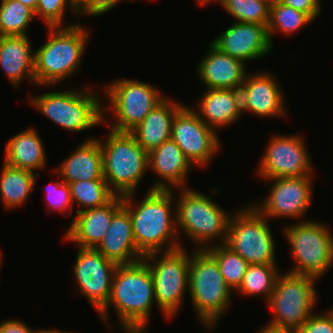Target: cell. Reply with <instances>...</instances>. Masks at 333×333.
<instances>
[{
    "mask_svg": "<svg viewBox=\"0 0 333 333\" xmlns=\"http://www.w3.org/2000/svg\"><path fill=\"white\" fill-rule=\"evenodd\" d=\"M105 92L112 106V130L130 132L138 126L164 97L153 85L133 79H118Z\"/></svg>",
    "mask_w": 333,
    "mask_h": 333,
    "instance_id": "12",
    "label": "cell"
},
{
    "mask_svg": "<svg viewBox=\"0 0 333 333\" xmlns=\"http://www.w3.org/2000/svg\"><path fill=\"white\" fill-rule=\"evenodd\" d=\"M134 195V193L124 195L123 206L130 215L137 250L145 256L154 252L181 248L182 245L176 241L177 237L175 238L178 232L176 217L171 218L176 216V211L174 214L171 212V205H174L172 191L148 190L136 207L132 201Z\"/></svg>",
    "mask_w": 333,
    "mask_h": 333,
    "instance_id": "2",
    "label": "cell"
},
{
    "mask_svg": "<svg viewBox=\"0 0 333 333\" xmlns=\"http://www.w3.org/2000/svg\"><path fill=\"white\" fill-rule=\"evenodd\" d=\"M154 301V284L149 266L143 260L122 264L116 267L109 301L98 314L107 323V312L111 306L125 333H146Z\"/></svg>",
    "mask_w": 333,
    "mask_h": 333,
    "instance_id": "1",
    "label": "cell"
},
{
    "mask_svg": "<svg viewBox=\"0 0 333 333\" xmlns=\"http://www.w3.org/2000/svg\"><path fill=\"white\" fill-rule=\"evenodd\" d=\"M49 38L35 50L36 85L58 84L78 71L89 32L79 24L48 27Z\"/></svg>",
    "mask_w": 333,
    "mask_h": 333,
    "instance_id": "3",
    "label": "cell"
},
{
    "mask_svg": "<svg viewBox=\"0 0 333 333\" xmlns=\"http://www.w3.org/2000/svg\"><path fill=\"white\" fill-rule=\"evenodd\" d=\"M195 110L210 128L229 126L243 114L241 92L238 89H207ZM204 117V118H203Z\"/></svg>",
    "mask_w": 333,
    "mask_h": 333,
    "instance_id": "23",
    "label": "cell"
},
{
    "mask_svg": "<svg viewBox=\"0 0 333 333\" xmlns=\"http://www.w3.org/2000/svg\"><path fill=\"white\" fill-rule=\"evenodd\" d=\"M205 250L217 261L226 284L237 290L242 284L249 263L225 244H213Z\"/></svg>",
    "mask_w": 333,
    "mask_h": 333,
    "instance_id": "31",
    "label": "cell"
},
{
    "mask_svg": "<svg viewBox=\"0 0 333 333\" xmlns=\"http://www.w3.org/2000/svg\"><path fill=\"white\" fill-rule=\"evenodd\" d=\"M178 200L174 208L177 230L181 228L191 238L196 250L210 247L214 238H221V243L216 244H225L232 215H228L207 195L193 189L183 188Z\"/></svg>",
    "mask_w": 333,
    "mask_h": 333,
    "instance_id": "6",
    "label": "cell"
},
{
    "mask_svg": "<svg viewBox=\"0 0 333 333\" xmlns=\"http://www.w3.org/2000/svg\"><path fill=\"white\" fill-rule=\"evenodd\" d=\"M270 73L246 75L240 88L242 112L259 117H285L284 95Z\"/></svg>",
    "mask_w": 333,
    "mask_h": 333,
    "instance_id": "18",
    "label": "cell"
},
{
    "mask_svg": "<svg viewBox=\"0 0 333 333\" xmlns=\"http://www.w3.org/2000/svg\"><path fill=\"white\" fill-rule=\"evenodd\" d=\"M148 165L160 177L150 190H172L171 186L186 188L185 179L192 164L172 139L148 152Z\"/></svg>",
    "mask_w": 333,
    "mask_h": 333,
    "instance_id": "22",
    "label": "cell"
},
{
    "mask_svg": "<svg viewBox=\"0 0 333 333\" xmlns=\"http://www.w3.org/2000/svg\"><path fill=\"white\" fill-rule=\"evenodd\" d=\"M69 187L72 202L85 208L76 209L77 212L104 206L116 196L105 179L81 180L69 183Z\"/></svg>",
    "mask_w": 333,
    "mask_h": 333,
    "instance_id": "29",
    "label": "cell"
},
{
    "mask_svg": "<svg viewBox=\"0 0 333 333\" xmlns=\"http://www.w3.org/2000/svg\"><path fill=\"white\" fill-rule=\"evenodd\" d=\"M211 43L220 51L243 62L257 60L272 48L266 25L234 22Z\"/></svg>",
    "mask_w": 333,
    "mask_h": 333,
    "instance_id": "17",
    "label": "cell"
},
{
    "mask_svg": "<svg viewBox=\"0 0 333 333\" xmlns=\"http://www.w3.org/2000/svg\"><path fill=\"white\" fill-rule=\"evenodd\" d=\"M313 19L306 13L280 3L278 0H272L270 7V19L268 35L271 43L273 33L277 30L286 35L298 31L303 26L309 24Z\"/></svg>",
    "mask_w": 333,
    "mask_h": 333,
    "instance_id": "33",
    "label": "cell"
},
{
    "mask_svg": "<svg viewBox=\"0 0 333 333\" xmlns=\"http://www.w3.org/2000/svg\"><path fill=\"white\" fill-rule=\"evenodd\" d=\"M280 3L293 7L299 11L308 14L312 19L319 16L321 11L320 0H278Z\"/></svg>",
    "mask_w": 333,
    "mask_h": 333,
    "instance_id": "39",
    "label": "cell"
},
{
    "mask_svg": "<svg viewBox=\"0 0 333 333\" xmlns=\"http://www.w3.org/2000/svg\"><path fill=\"white\" fill-rule=\"evenodd\" d=\"M123 206V196L116 195L104 206L76 212L65 239L82 248H95L106 234L113 215Z\"/></svg>",
    "mask_w": 333,
    "mask_h": 333,
    "instance_id": "19",
    "label": "cell"
},
{
    "mask_svg": "<svg viewBox=\"0 0 333 333\" xmlns=\"http://www.w3.org/2000/svg\"><path fill=\"white\" fill-rule=\"evenodd\" d=\"M181 103L164 98L130 133L147 152L171 139L172 122L183 107Z\"/></svg>",
    "mask_w": 333,
    "mask_h": 333,
    "instance_id": "25",
    "label": "cell"
},
{
    "mask_svg": "<svg viewBox=\"0 0 333 333\" xmlns=\"http://www.w3.org/2000/svg\"><path fill=\"white\" fill-rule=\"evenodd\" d=\"M86 89L48 92L32 97L30 102L63 129L81 132L106 122L103 100L96 95V91Z\"/></svg>",
    "mask_w": 333,
    "mask_h": 333,
    "instance_id": "7",
    "label": "cell"
},
{
    "mask_svg": "<svg viewBox=\"0 0 333 333\" xmlns=\"http://www.w3.org/2000/svg\"><path fill=\"white\" fill-rule=\"evenodd\" d=\"M329 230L324 224L309 220L284 228L296 263L287 272L321 278L333 264V237Z\"/></svg>",
    "mask_w": 333,
    "mask_h": 333,
    "instance_id": "9",
    "label": "cell"
},
{
    "mask_svg": "<svg viewBox=\"0 0 333 333\" xmlns=\"http://www.w3.org/2000/svg\"><path fill=\"white\" fill-rule=\"evenodd\" d=\"M1 261H2V254H1V251H0V268H1Z\"/></svg>",
    "mask_w": 333,
    "mask_h": 333,
    "instance_id": "45",
    "label": "cell"
},
{
    "mask_svg": "<svg viewBox=\"0 0 333 333\" xmlns=\"http://www.w3.org/2000/svg\"><path fill=\"white\" fill-rule=\"evenodd\" d=\"M16 1L23 3L24 5L30 7L35 11L39 0H16Z\"/></svg>",
    "mask_w": 333,
    "mask_h": 333,
    "instance_id": "42",
    "label": "cell"
},
{
    "mask_svg": "<svg viewBox=\"0 0 333 333\" xmlns=\"http://www.w3.org/2000/svg\"><path fill=\"white\" fill-rule=\"evenodd\" d=\"M254 206L245 207L231 216L225 245L249 264L276 265L272 231Z\"/></svg>",
    "mask_w": 333,
    "mask_h": 333,
    "instance_id": "10",
    "label": "cell"
},
{
    "mask_svg": "<svg viewBox=\"0 0 333 333\" xmlns=\"http://www.w3.org/2000/svg\"><path fill=\"white\" fill-rule=\"evenodd\" d=\"M64 183L104 179L103 153L100 140L91 138L80 144L57 168Z\"/></svg>",
    "mask_w": 333,
    "mask_h": 333,
    "instance_id": "24",
    "label": "cell"
},
{
    "mask_svg": "<svg viewBox=\"0 0 333 333\" xmlns=\"http://www.w3.org/2000/svg\"><path fill=\"white\" fill-rule=\"evenodd\" d=\"M303 140L300 135L273 136L260 159L258 174L264 180L311 176L313 167Z\"/></svg>",
    "mask_w": 333,
    "mask_h": 333,
    "instance_id": "13",
    "label": "cell"
},
{
    "mask_svg": "<svg viewBox=\"0 0 333 333\" xmlns=\"http://www.w3.org/2000/svg\"><path fill=\"white\" fill-rule=\"evenodd\" d=\"M124 0H74L78 15L97 16L106 13Z\"/></svg>",
    "mask_w": 333,
    "mask_h": 333,
    "instance_id": "38",
    "label": "cell"
},
{
    "mask_svg": "<svg viewBox=\"0 0 333 333\" xmlns=\"http://www.w3.org/2000/svg\"><path fill=\"white\" fill-rule=\"evenodd\" d=\"M293 333H333V309L325 313H313L310 318Z\"/></svg>",
    "mask_w": 333,
    "mask_h": 333,
    "instance_id": "37",
    "label": "cell"
},
{
    "mask_svg": "<svg viewBox=\"0 0 333 333\" xmlns=\"http://www.w3.org/2000/svg\"><path fill=\"white\" fill-rule=\"evenodd\" d=\"M39 329L32 330L20 320L9 319L0 322V333H38Z\"/></svg>",
    "mask_w": 333,
    "mask_h": 333,
    "instance_id": "40",
    "label": "cell"
},
{
    "mask_svg": "<svg viewBox=\"0 0 333 333\" xmlns=\"http://www.w3.org/2000/svg\"><path fill=\"white\" fill-rule=\"evenodd\" d=\"M103 153L104 179L116 194L135 193L148 165V152L130 132L110 131L100 142Z\"/></svg>",
    "mask_w": 333,
    "mask_h": 333,
    "instance_id": "5",
    "label": "cell"
},
{
    "mask_svg": "<svg viewBox=\"0 0 333 333\" xmlns=\"http://www.w3.org/2000/svg\"><path fill=\"white\" fill-rule=\"evenodd\" d=\"M95 249L118 265L141 261L128 210L122 206L112 217L109 228Z\"/></svg>",
    "mask_w": 333,
    "mask_h": 333,
    "instance_id": "20",
    "label": "cell"
},
{
    "mask_svg": "<svg viewBox=\"0 0 333 333\" xmlns=\"http://www.w3.org/2000/svg\"><path fill=\"white\" fill-rule=\"evenodd\" d=\"M38 333H73V332H66V331H59V330H52V329H39Z\"/></svg>",
    "mask_w": 333,
    "mask_h": 333,
    "instance_id": "43",
    "label": "cell"
},
{
    "mask_svg": "<svg viewBox=\"0 0 333 333\" xmlns=\"http://www.w3.org/2000/svg\"><path fill=\"white\" fill-rule=\"evenodd\" d=\"M214 1L217 2L218 0H199V4L201 6V5L211 3V2H214Z\"/></svg>",
    "mask_w": 333,
    "mask_h": 333,
    "instance_id": "44",
    "label": "cell"
},
{
    "mask_svg": "<svg viewBox=\"0 0 333 333\" xmlns=\"http://www.w3.org/2000/svg\"><path fill=\"white\" fill-rule=\"evenodd\" d=\"M158 254H147L142 260L152 273L156 303L160 311L171 318L181 308L186 288H189L190 255L182 247L160 252L163 255L159 260Z\"/></svg>",
    "mask_w": 333,
    "mask_h": 333,
    "instance_id": "11",
    "label": "cell"
},
{
    "mask_svg": "<svg viewBox=\"0 0 333 333\" xmlns=\"http://www.w3.org/2000/svg\"><path fill=\"white\" fill-rule=\"evenodd\" d=\"M258 333H293V332L287 329H282L267 324L265 327L263 326V329L258 331Z\"/></svg>",
    "mask_w": 333,
    "mask_h": 333,
    "instance_id": "41",
    "label": "cell"
},
{
    "mask_svg": "<svg viewBox=\"0 0 333 333\" xmlns=\"http://www.w3.org/2000/svg\"><path fill=\"white\" fill-rule=\"evenodd\" d=\"M66 6L71 8L73 14H78L74 0H39L34 11L35 16L42 17L47 28L62 27Z\"/></svg>",
    "mask_w": 333,
    "mask_h": 333,
    "instance_id": "35",
    "label": "cell"
},
{
    "mask_svg": "<svg viewBox=\"0 0 333 333\" xmlns=\"http://www.w3.org/2000/svg\"><path fill=\"white\" fill-rule=\"evenodd\" d=\"M188 284L198 319L210 331L230 305L233 290L223 279L217 261L205 249H195L190 254Z\"/></svg>",
    "mask_w": 333,
    "mask_h": 333,
    "instance_id": "4",
    "label": "cell"
},
{
    "mask_svg": "<svg viewBox=\"0 0 333 333\" xmlns=\"http://www.w3.org/2000/svg\"><path fill=\"white\" fill-rule=\"evenodd\" d=\"M35 12L16 0H1L0 36H27V27Z\"/></svg>",
    "mask_w": 333,
    "mask_h": 333,
    "instance_id": "30",
    "label": "cell"
},
{
    "mask_svg": "<svg viewBox=\"0 0 333 333\" xmlns=\"http://www.w3.org/2000/svg\"><path fill=\"white\" fill-rule=\"evenodd\" d=\"M49 185L50 187H47L46 190L48 206L53 210H59L60 212L72 209L69 184L64 183L63 181H58L55 183L51 182Z\"/></svg>",
    "mask_w": 333,
    "mask_h": 333,
    "instance_id": "36",
    "label": "cell"
},
{
    "mask_svg": "<svg viewBox=\"0 0 333 333\" xmlns=\"http://www.w3.org/2000/svg\"><path fill=\"white\" fill-rule=\"evenodd\" d=\"M215 132L199 118L195 108L183 106L173 119L171 139L191 164L204 166L221 146Z\"/></svg>",
    "mask_w": 333,
    "mask_h": 333,
    "instance_id": "15",
    "label": "cell"
},
{
    "mask_svg": "<svg viewBox=\"0 0 333 333\" xmlns=\"http://www.w3.org/2000/svg\"><path fill=\"white\" fill-rule=\"evenodd\" d=\"M5 160L9 166L30 171L46 166V153L40 135L28 128L14 135L5 145Z\"/></svg>",
    "mask_w": 333,
    "mask_h": 333,
    "instance_id": "27",
    "label": "cell"
},
{
    "mask_svg": "<svg viewBox=\"0 0 333 333\" xmlns=\"http://www.w3.org/2000/svg\"><path fill=\"white\" fill-rule=\"evenodd\" d=\"M312 177H279L261 204L253 205L268 220L277 217L301 218L312 202ZM258 205V206H257Z\"/></svg>",
    "mask_w": 333,
    "mask_h": 333,
    "instance_id": "16",
    "label": "cell"
},
{
    "mask_svg": "<svg viewBox=\"0 0 333 333\" xmlns=\"http://www.w3.org/2000/svg\"><path fill=\"white\" fill-rule=\"evenodd\" d=\"M74 264L76 285L99 313L108 303L118 264L95 248L79 247Z\"/></svg>",
    "mask_w": 333,
    "mask_h": 333,
    "instance_id": "14",
    "label": "cell"
},
{
    "mask_svg": "<svg viewBox=\"0 0 333 333\" xmlns=\"http://www.w3.org/2000/svg\"><path fill=\"white\" fill-rule=\"evenodd\" d=\"M315 280L318 279L307 275L280 274L267 301L275 314L268 324L292 332L301 327L314 313L312 309L317 299Z\"/></svg>",
    "mask_w": 333,
    "mask_h": 333,
    "instance_id": "8",
    "label": "cell"
},
{
    "mask_svg": "<svg viewBox=\"0 0 333 333\" xmlns=\"http://www.w3.org/2000/svg\"><path fill=\"white\" fill-rule=\"evenodd\" d=\"M34 56L29 36H0V66L14 87L24 76L36 84Z\"/></svg>",
    "mask_w": 333,
    "mask_h": 333,
    "instance_id": "26",
    "label": "cell"
},
{
    "mask_svg": "<svg viewBox=\"0 0 333 333\" xmlns=\"http://www.w3.org/2000/svg\"><path fill=\"white\" fill-rule=\"evenodd\" d=\"M277 271L276 265L249 264L242 284L236 291L249 296L264 294L268 301L280 275Z\"/></svg>",
    "mask_w": 333,
    "mask_h": 333,
    "instance_id": "32",
    "label": "cell"
},
{
    "mask_svg": "<svg viewBox=\"0 0 333 333\" xmlns=\"http://www.w3.org/2000/svg\"><path fill=\"white\" fill-rule=\"evenodd\" d=\"M39 174L16 168L3 162L0 174V195L6 208H16L24 204L35 187Z\"/></svg>",
    "mask_w": 333,
    "mask_h": 333,
    "instance_id": "28",
    "label": "cell"
},
{
    "mask_svg": "<svg viewBox=\"0 0 333 333\" xmlns=\"http://www.w3.org/2000/svg\"><path fill=\"white\" fill-rule=\"evenodd\" d=\"M222 7L241 23L269 24L272 0H218Z\"/></svg>",
    "mask_w": 333,
    "mask_h": 333,
    "instance_id": "34",
    "label": "cell"
},
{
    "mask_svg": "<svg viewBox=\"0 0 333 333\" xmlns=\"http://www.w3.org/2000/svg\"><path fill=\"white\" fill-rule=\"evenodd\" d=\"M210 51L199 62L198 76L206 89L240 90L246 77V63L220 51L212 43Z\"/></svg>",
    "mask_w": 333,
    "mask_h": 333,
    "instance_id": "21",
    "label": "cell"
}]
</instances>
